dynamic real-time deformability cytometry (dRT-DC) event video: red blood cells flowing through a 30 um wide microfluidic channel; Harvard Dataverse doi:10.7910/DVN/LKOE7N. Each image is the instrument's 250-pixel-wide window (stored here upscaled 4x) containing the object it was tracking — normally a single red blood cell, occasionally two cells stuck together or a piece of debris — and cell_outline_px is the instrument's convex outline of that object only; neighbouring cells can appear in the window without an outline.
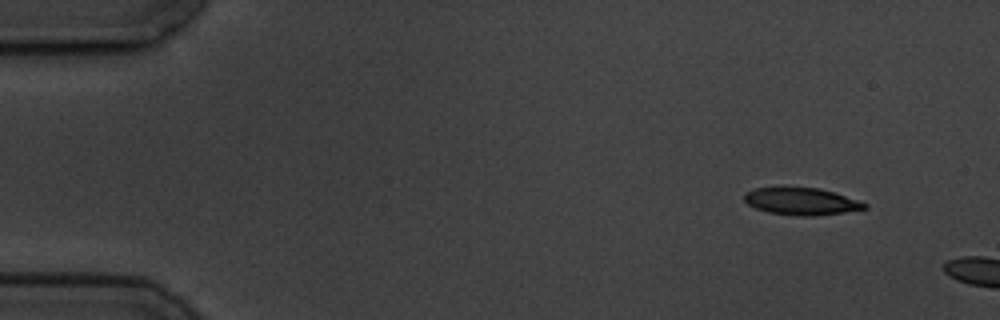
{"species": "common noctule bat (a hibernating species)", "species_latin": "Nyctalus noctula", "temperature_condition": "cold", "stored_images_in_passage": 3, "camera_frame_rate_fps": 3000, "um_per_image_px": 0.085, "animal": {"sex": "male", "body_mass_g": 19.5, "forearm_length_mm": 54.6}, "frame": {"image": 1, "passage_image": 1, "time_ms": 0.0, "image_size_px": [1000, 320], "cell_outline_px": [[868, 208], [816, 216], [800, 216], [768, 212], [756, 208], [748, 204], [744, 200], [744, 192], [756, 188], [784, 184], [820, 188], [868, 204]], "centroid_in_image_um": [68.03, 17.06], "position_along_channel_um": 17.0, "area_um2": 19.59}}